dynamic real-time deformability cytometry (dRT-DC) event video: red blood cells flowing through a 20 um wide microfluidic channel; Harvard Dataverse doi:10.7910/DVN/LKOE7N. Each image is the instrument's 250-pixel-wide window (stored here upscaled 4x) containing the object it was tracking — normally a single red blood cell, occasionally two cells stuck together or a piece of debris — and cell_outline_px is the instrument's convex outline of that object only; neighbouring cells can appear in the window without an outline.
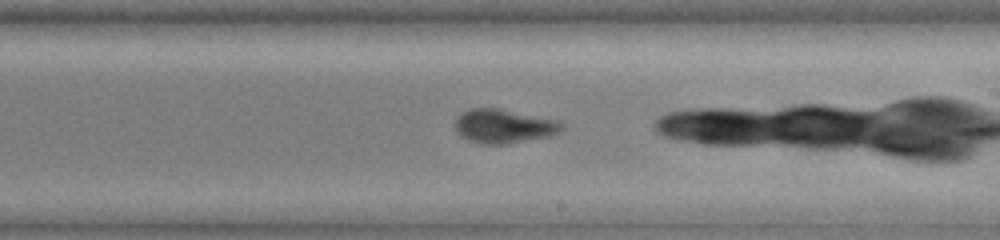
{"species": "common noctule bat (a hibernating species)", "species_latin": "Nyctalus noctula", "temperature_condition": "warm", "stored_images_in_passage": 45, "camera_frame_rate_fps": 3000, "um_per_image_px": 0.085, "animal": {"sex": "female", "body_mass_g": 19.0, "forearm_length_mm": 51.5}, "frame": {"image": 1, "passage_image": 31, "time_ms": 10.0, "image_size_px": [1000, 240], "cell_outline_px": [[564, 128], [560, 132], [548, 136], [504, 144], [484, 144], [468, 140], [460, 136], [456, 132], [456, 116], [472, 108], [500, 108], [560, 120], [564, 124]], "centroid_in_image_um": [42.84, 10.71], "position_along_channel_um": 246.2, "area_um2": 21.21}}
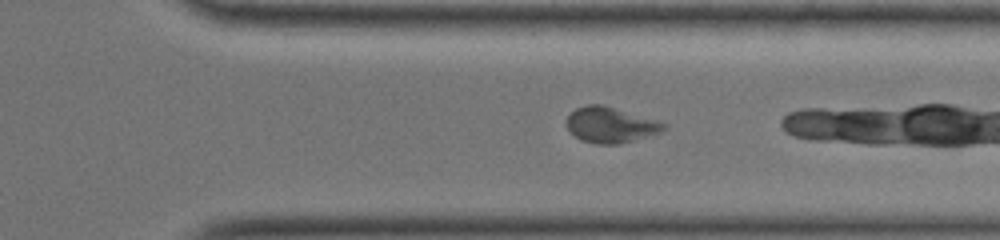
{"frame": {"image": 2, "passage_image": 40, "time_ms": 13.0, "image_size_px": [1000, 240], "cell_outline_px": [[668, 128], [660, 132], [632, 140], [616, 144], [596, 144], [580, 140], [564, 124], [568, 116], [576, 108], [588, 104], [604, 104], [656, 120], [668, 124]], "centroid_in_image_um": [51.88, 10.6], "position_along_channel_um": 359.5, "area_um2": 20.11}, "authors_computed_cell_mechanics": {"area_um2": 22.8888, "velocity_mm_per_s": 3.7486, "shape_relaxation_time_tau1_ms": null, "shape_relaxation_time_tau2_ms": 1.4025, "deformation_change_tau1": null, "deformation_change_tau2": 0.0512}}